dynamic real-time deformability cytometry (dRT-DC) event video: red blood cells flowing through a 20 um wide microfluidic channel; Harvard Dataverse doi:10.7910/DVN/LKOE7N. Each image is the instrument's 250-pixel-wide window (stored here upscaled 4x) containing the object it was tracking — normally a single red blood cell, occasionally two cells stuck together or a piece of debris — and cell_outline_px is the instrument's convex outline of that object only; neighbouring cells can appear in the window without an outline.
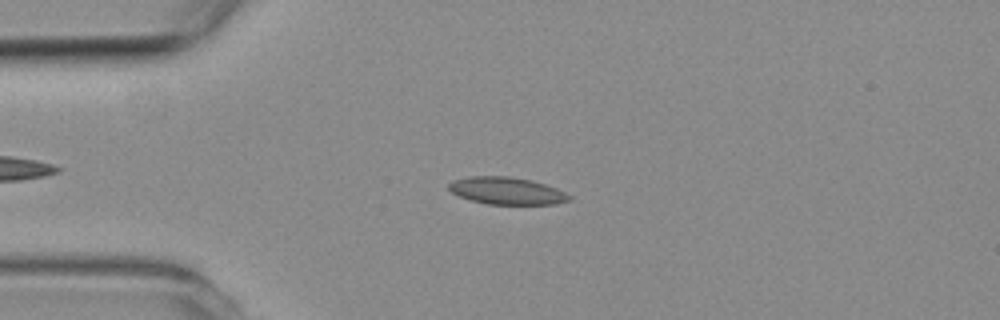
{"species": "common noctule bat (a hibernating species)", "species_latin": "Nyctalus noctula", "temperature_condition": "room temperature", "stored_images_in_passage": 5, "camera_frame_rate_fps": 3000, "um_per_image_px": 0.085, "animal": {"sex": "female", "body_mass_g": 19.3, "forearm_length_mm": 54.1}, "frame": {"image": 1, "passage_image": 2, "time_ms": 1.333, "image_size_px": [1000, 320], "cell_outline_px": [[572, 200], [556, 204], [488, 204], [472, 200], [460, 196], [452, 192], [448, 188], [448, 184], [452, 180], [468, 176], [508, 176], [532, 180], [556, 188], [572, 196]], "centroid_in_image_um": [43.08, 16.21], "position_along_channel_um": 41.9, "area_um2": 19.13}}
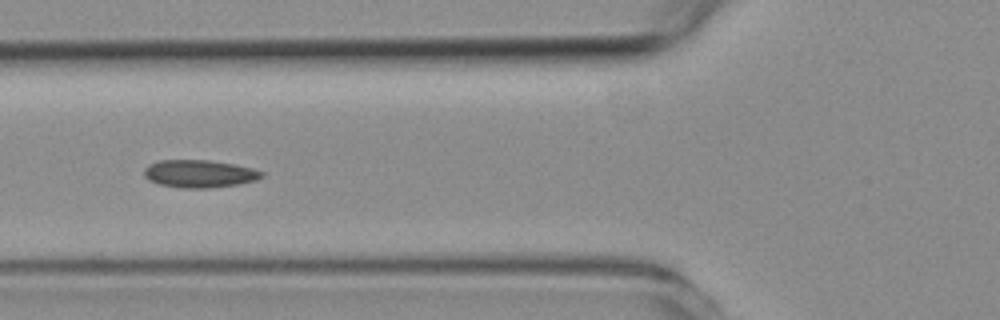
{"frame": {"image": 2, "passage_image": 4, "time_ms": 3.667, "image_size_px": [1000, 320], "cell_outline_px": [[264, 176], [256, 180], [240, 184], [212, 188], [180, 188], [160, 184], [148, 180], [144, 176], [144, 168], [148, 164], [160, 160], [208, 160], [232, 164], [252, 168], [264, 172]], "centroid_in_image_um": [16.94, 14.77], "position_along_channel_um": 108.9, "area_um2": 19.07}}
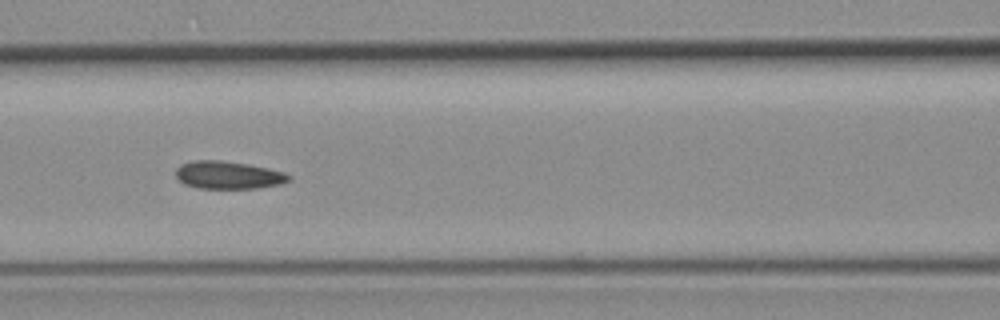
{"frame": {"image": 3, "passage_image": 5, "time_ms": 4.667, "image_size_px": [1000, 320], "cell_outline_px": [[292, 176], [288, 180], [280, 184], [256, 188], [200, 188], [184, 184], [176, 176], [176, 168], [180, 164], [192, 160], [220, 160], [248, 164], [268, 168], [284, 172]], "centroid_in_image_um": [19.38, 14.87], "position_along_channel_um": 147.2, "area_um2": 18.21}}